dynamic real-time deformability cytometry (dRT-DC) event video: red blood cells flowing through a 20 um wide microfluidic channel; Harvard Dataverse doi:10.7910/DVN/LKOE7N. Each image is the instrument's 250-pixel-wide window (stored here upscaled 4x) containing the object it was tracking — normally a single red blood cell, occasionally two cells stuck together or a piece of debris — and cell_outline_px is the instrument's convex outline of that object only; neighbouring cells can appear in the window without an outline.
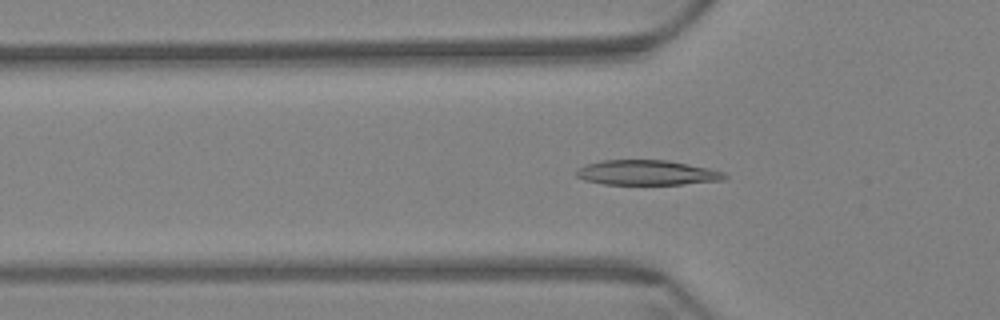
{"species": "Egyptian fruit bat (a non-hibernating species)", "species_latin": "Rousettus aegyptiacus", "temperature_condition": "warm", "stored_images_in_passage": 50, "camera_frame_rate_fps": 3000, "um_per_image_px": 0.085, "animal": {"sex": "female"}, "frame": {"image": 1, "passage_image": 20, "time_ms": 6.333, "image_size_px": [1000, 320], "cell_outline_px": [[728, 176], [724, 180], [684, 184], [604, 184], [584, 180], [576, 176], [576, 172], [584, 164], [600, 160], [668, 160], [708, 168], [724, 172]], "centroid_in_image_um": [54.99, 14.67], "position_along_channel_um": 70.8, "area_um2": 21.56}}
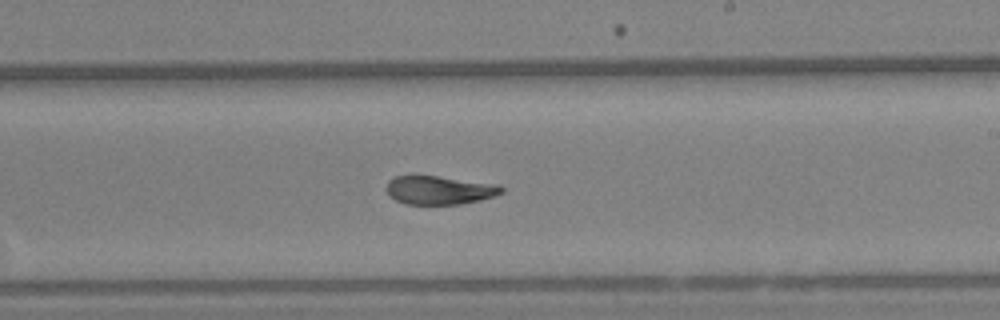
{"frame": {"image": 2, "passage_image": 36, "time_ms": 11.667, "image_size_px": [1000, 320], "cell_outline_px": [[504, 192], [480, 200], [460, 204], [404, 204], [396, 200], [384, 188], [388, 180], [396, 176], [436, 176], [496, 184], [504, 188]], "centroid_in_image_um": [37.32, 16.16], "position_along_channel_um": 251.7, "area_um2": 18.96}}
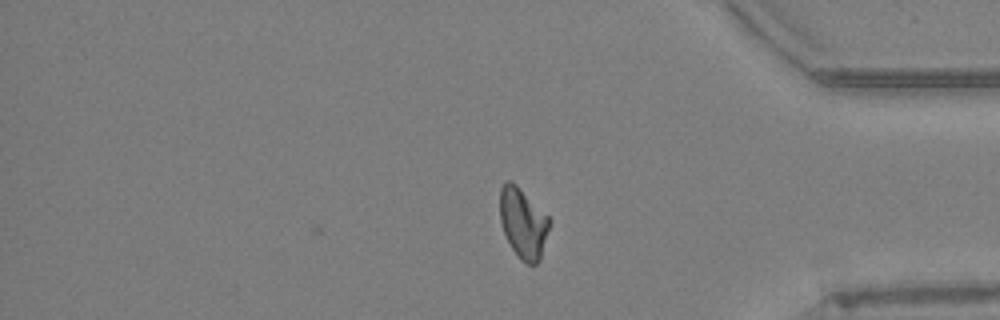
{"frame": {"image": 3, "passage_image": 50, "time_ms": 16.333, "image_size_px": [1000, 320], "cell_outline_px": [[552, 220], [540, 260], [536, 264], [528, 264], [520, 260], [512, 248], [504, 232], [500, 220], [500, 188], [508, 180], [512, 180]], "centroid_in_image_um": [44.48, 18.97], "position_along_channel_um": 390.7, "area_um2": 20.23}, "authors_computed_cell_mechanics": {"area_um2": 20.6057, "velocity_mm_per_s": 3.4084, "shape_relaxation_time_tau1_ms": 7.3551, "shape_relaxation_time_tau2_ms": 2.4508, "deformation_change_tau1": 0.2003, "deformation_change_tau2": 0.0849}}